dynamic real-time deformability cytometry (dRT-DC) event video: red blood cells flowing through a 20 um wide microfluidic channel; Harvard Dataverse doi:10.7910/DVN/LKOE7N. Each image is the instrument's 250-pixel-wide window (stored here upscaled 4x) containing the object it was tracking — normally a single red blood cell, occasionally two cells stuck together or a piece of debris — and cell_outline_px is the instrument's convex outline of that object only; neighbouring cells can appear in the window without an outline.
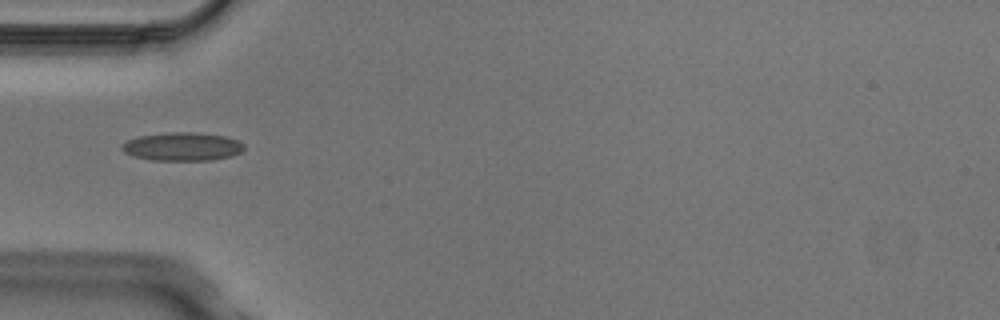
{"species": "Egyptian fruit bat (a non-hibernating species)", "species_latin": "Rousettus aegyptiacus", "temperature_condition": "cold", "stored_images_in_passage": 1, "camera_frame_rate_fps": 3000, "um_per_image_px": 0.085, "animal": {"sex": "male"}, "frame": {"image": 1, "passage_image": 1, "time_ms": 0.0, "image_size_px": [1000, 320], "cell_outline_px": [[244, 148], [240, 152], [232, 156], [212, 160], [152, 160], [132, 156], [124, 152], [120, 148], [120, 144], [136, 136], [168, 132], [196, 132], [228, 136], [244, 144]], "centroid_in_image_um": [15.47, 12.45], "position_along_channel_um": 69.5, "area_um2": 20.46}}